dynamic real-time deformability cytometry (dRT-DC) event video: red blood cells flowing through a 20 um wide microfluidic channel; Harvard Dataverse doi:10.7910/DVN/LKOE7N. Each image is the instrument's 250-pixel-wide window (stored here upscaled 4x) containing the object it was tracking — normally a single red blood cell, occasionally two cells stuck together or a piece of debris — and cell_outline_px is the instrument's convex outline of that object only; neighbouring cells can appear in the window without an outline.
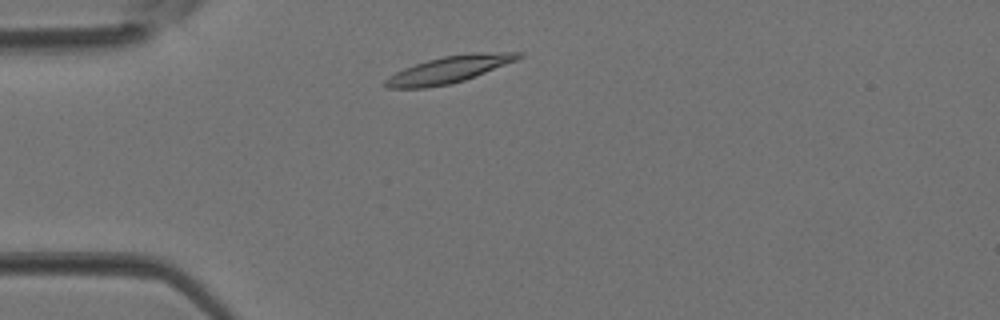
{"species": "Egyptian fruit bat (a non-hibernating species)", "species_latin": "Rousettus aegyptiacus", "temperature_condition": "room temperature", "stored_images_in_passage": 1, "camera_frame_rate_fps": 3000, "um_per_image_px": 0.085, "animal": {"sex": "female"}, "frame": {"image": 1, "passage_image": 1, "time_ms": 0.0, "image_size_px": [1000, 320], "cell_outline_px": [[524, 56], [516, 60], [464, 80], [448, 84], [424, 88], [388, 88], [384, 84], [384, 80], [388, 76], [404, 68], [428, 60], [444, 56], [476, 52], [524, 52]], "centroid_in_image_um": [38.16, 5.9], "position_along_channel_um": 46.8, "area_um2": 20.52}}